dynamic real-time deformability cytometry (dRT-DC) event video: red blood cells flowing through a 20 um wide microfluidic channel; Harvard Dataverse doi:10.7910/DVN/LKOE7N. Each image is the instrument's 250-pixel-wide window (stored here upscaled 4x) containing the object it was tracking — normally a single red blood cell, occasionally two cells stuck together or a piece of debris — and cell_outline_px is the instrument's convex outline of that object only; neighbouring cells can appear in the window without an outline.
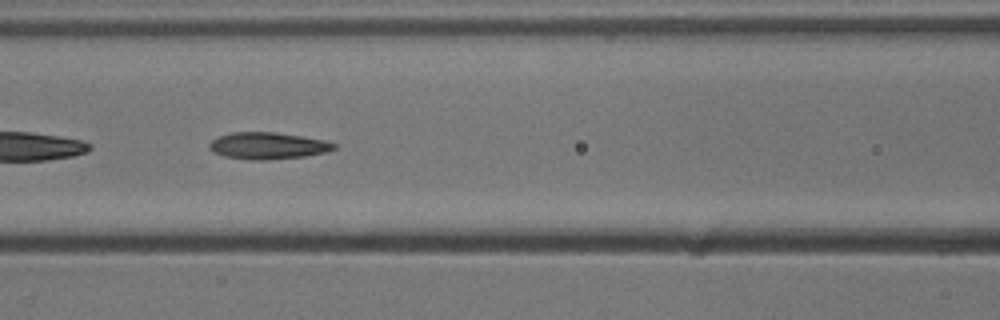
{"species": "common noctule bat (a hibernating species)", "species_latin": "Nyctalus noctula", "temperature_condition": "cold", "stored_images_in_passage": 53, "segment_of_instrument_passage": [2, 2], "camera_frame_rate_fps": 3000, "um_per_image_px": 0.085, "animal": {"sex": "male", "body_mass_g": 13.3}, "frame": {"image": 1, "passage_image": 23, "time_ms": 7.333, "image_size_px": [1000, 320], "cell_outline_px": [[336, 148], [328, 152], [304, 156], [264, 160], [252, 160], [224, 156], [212, 152], [208, 148], [208, 144], [212, 140], [220, 136], [232, 132], [276, 132], [324, 140], [336, 144]], "centroid_in_image_um": [22.75, 12.39], "position_along_channel_um": 143.9, "area_um2": 19.42}}
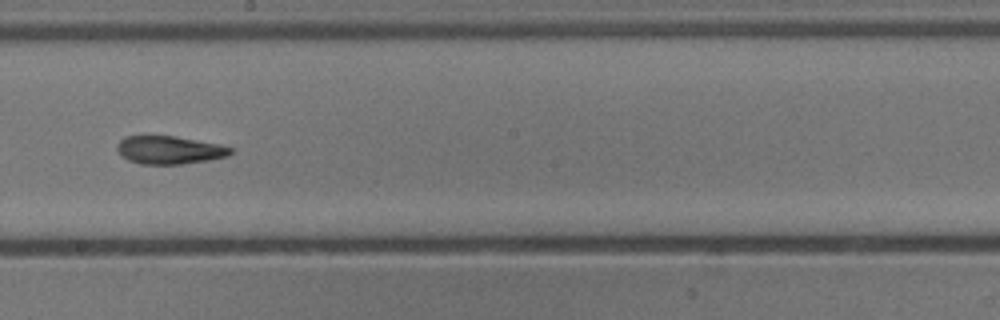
{"frame": {"image": 2, "passage_image": 30, "time_ms": 9.667, "image_size_px": [1000, 320], "cell_outline_px": [[232, 152], [228, 156], [208, 160], [184, 164], [140, 164], [128, 160], [116, 148], [120, 140], [124, 136], [176, 136], [220, 144], [232, 148]], "centroid_in_image_um": [14.42, 12.75], "position_along_channel_um": 233.8, "area_um2": 18.5}}
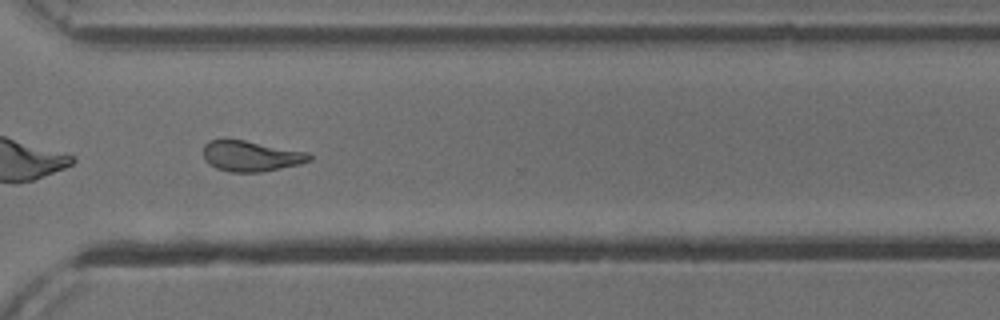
{"frame": {"image": 3, "passage_image": 39, "time_ms": 12.667, "image_size_px": [1000, 320], "cell_outline_px": [[312, 160], [300, 164], [260, 172], [232, 172], [216, 168], [208, 164], [204, 160], [204, 144], [208, 140], [244, 140], [308, 152], [312, 156]], "centroid_in_image_um": [21.33, 13.27], "position_along_channel_um": 349.3, "area_um2": 18.84}}